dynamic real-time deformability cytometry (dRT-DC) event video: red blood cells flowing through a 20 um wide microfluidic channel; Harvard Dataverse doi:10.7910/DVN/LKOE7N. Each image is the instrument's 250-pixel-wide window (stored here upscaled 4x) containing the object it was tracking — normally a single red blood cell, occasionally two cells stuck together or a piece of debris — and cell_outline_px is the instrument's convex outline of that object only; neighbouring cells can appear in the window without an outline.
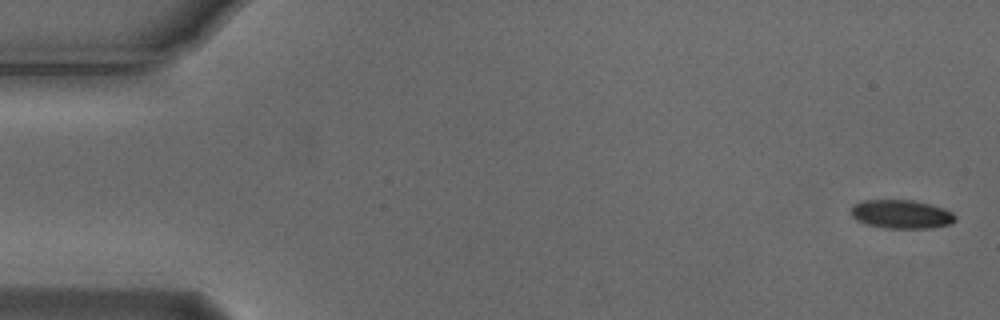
{"species": "Egyptian fruit bat (a non-hibernating species)", "species_latin": "Rousettus aegyptiacus", "temperature_condition": "cold", "stored_images_in_passage": 5, "camera_frame_rate_fps": 3000, "um_per_image_px": 0.085, "animal": {"sex": "male"}, "frame": {"image": 1, "passage_image": 1, "time_ms": 0.0, "image_size_px": [1000, 320], "cell_outline_px": [[956, 220], [952, 224], [932, 228], [884, 228], [868, 224], [856, 220], [852, 216], [852, 204], [864, 200], [912, 200], [944, 208], [952, 212], [956, 216]], "centroid_in_image_um": [76.64, 18.21], "position_along_channel_um": 8.4, "area_um2": 17.46}}
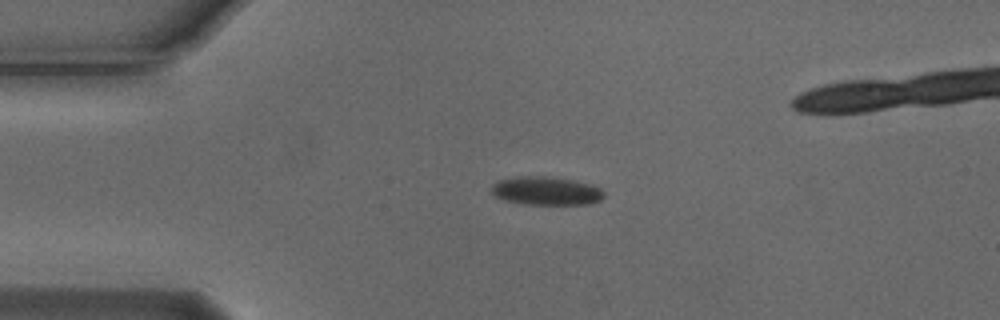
{"frame": {"image": 2, "passage_image": 4, "time_ms": 1.0, "image_size_px": [1000, 320], "cell_outline_px": [[604, 196], [600, 200], [584, 204], [524, 204], [504, 200], [496, 196], [492, 192], [492, 184], [500, 180], [516, 176], [544, 176], [576, 180], [600, 188], [604, 192]], "centroid_in_image_um": [46.41, 16.21], "position_along_channel_um": 38.6, "area_um2": 18.5}}